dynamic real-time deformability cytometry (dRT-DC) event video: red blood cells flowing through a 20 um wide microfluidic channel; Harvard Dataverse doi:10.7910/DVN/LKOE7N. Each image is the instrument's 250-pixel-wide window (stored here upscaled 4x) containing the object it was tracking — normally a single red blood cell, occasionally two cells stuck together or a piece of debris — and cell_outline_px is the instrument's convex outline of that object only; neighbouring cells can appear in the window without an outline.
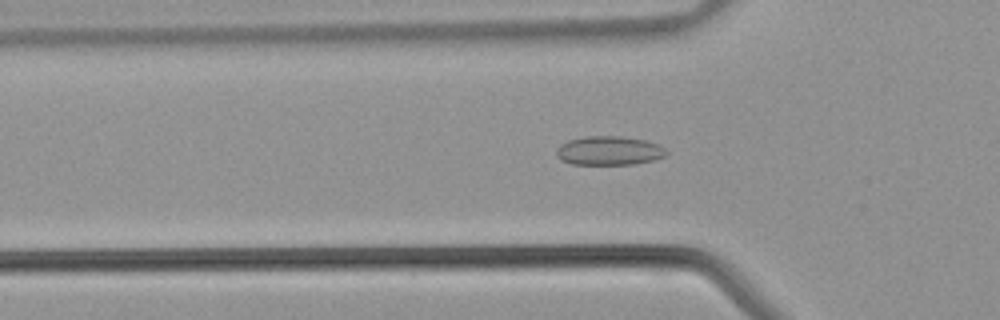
{"species": "common noctule bat (a hibernating species)", "species_latin": "Nyctalus noctula", "temperature_condition": "warm", "stored_images_in_passage": 42, "camera_frame_rate_fps": 3000, "um_per_image_px": 0.085, "animal": {"sex": "male", "body_mass_g": 21.5, "forearm_length_mm": 52.0}, "frame": {"image": 1, "passage_image": 13, "time_ms": 4.0, "image_size_px": [1000, 320], "cell_outline_px": [[668, 152], [664, 156], [652, 160], [632, 164], [572, 164], [560, 160], [556, 156], [556, 152], [560, 144], [568, 140], [584, 136], [620, 136], [644, 140], [656, 144], [664, 148]], "centroid_in_image_um": [51.72, 12.8], "position_along_channel_um": 74.1, "area_um2": 18.44}}
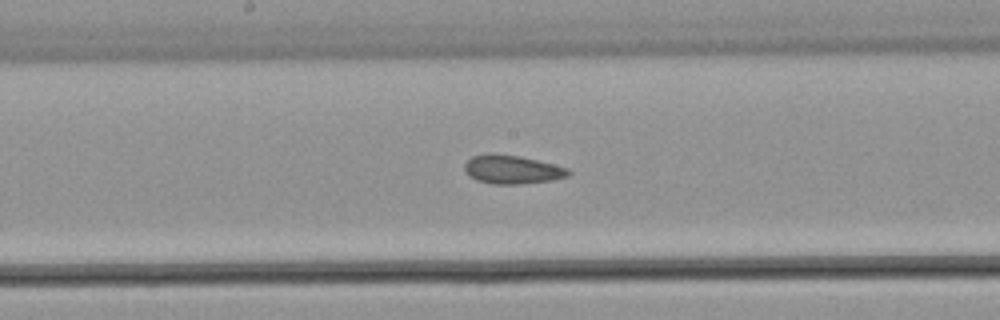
{"frame": {"image": 2, "passage_image": 21, "time_ms": 6.667, "image_size_px": [1000, 320], "cell_outline_px": [[572, 172], [568, 176], [552, 180], [520, 184], [492, 184], [476, 180], [468, 176], [464, 172], [464, 164], [472, 156], [520, 156], [568, 168]], "centroid_in_image_um": [43.55, 14.45], "position_along_channel_um": 204.7, "area_um2": 16.82}}
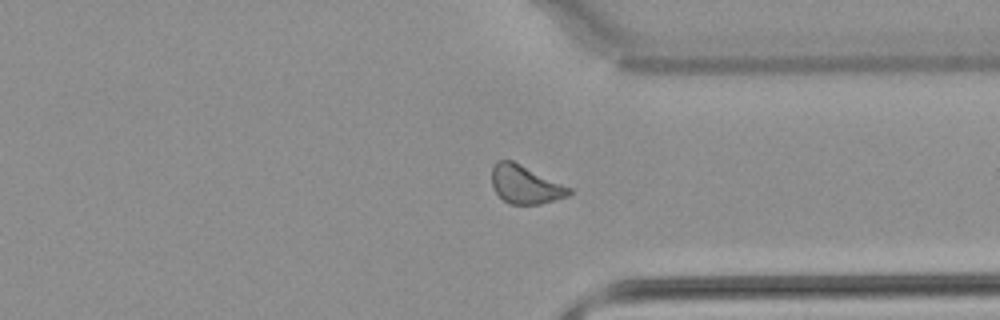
{"frame": {"image": 3, "passage_image": 31, "time_ms": 10.0, "image_size_px": [1000, 320], "cell_outline_px": [[572, 192], [568, 196], [556, 200], [540, 204], [508, 204], [496, 192], [492, 184], [492, 168], [500, 160], [512, 160], [572, 188]], "centroid_in_image_um": [44.67, 15.7], "position_along_channel_um": 366.7, "area_um2": 17.11}}